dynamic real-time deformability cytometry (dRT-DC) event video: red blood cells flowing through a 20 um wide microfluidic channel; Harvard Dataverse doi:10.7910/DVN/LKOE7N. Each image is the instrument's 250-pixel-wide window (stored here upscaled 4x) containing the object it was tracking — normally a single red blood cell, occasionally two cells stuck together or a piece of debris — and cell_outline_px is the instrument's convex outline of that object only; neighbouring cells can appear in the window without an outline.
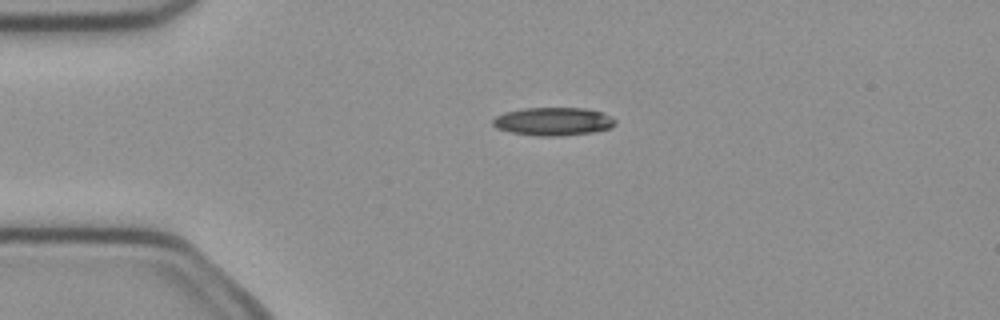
{"species": "common noctule bat (a hibernating species)", "species_latin": "Nyctalus noctula", "temperature_condition": "cold", "stored_images_in_passage": 6, "camera_frame_rate_fps": 3000, "um_per_image_px": 0.085, "animal": {"sex": "female", "body_mass_g": 21.9}, "frame": {"image": 1, "passage_image": 3, "time_ms": 0.667, "image_size_px": [1000, 320], "cell_outline_px": [[616, 124], [612, 128], [592, 132], [560, 136], [536, 136], [508, 132], [496, 128], [492, 124], [492, 120], [496, 116], [504, 112], [524, 108], [584, 108], [604, 112], [616, 120]], "centroid_in_image_um": [47.02, 10.32], "position_along_channel_um": 38.0, "area_um2": 20.35}}
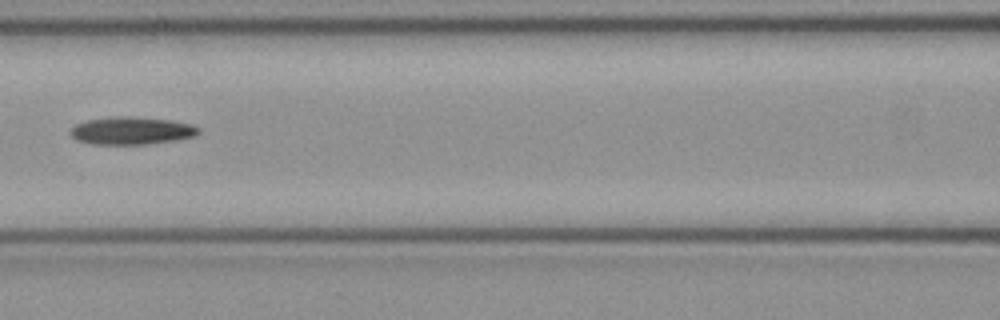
{"frame": {"image": 2, "passage_image": 6, "time_ms": 1.667, "image_size_px": [1000, 320], "cell_outline_px": [[200, 132], [196, 136], [176, 140], [144, 144], [92, 144], [76, 140], [68, 132], [76, 124], [88, 120], [112, 116], [128, 116], [172, 120], [192, 124], [200, 128]], "centroid_in_image_um": [11.2, 11.1], "position_along_channel_um": 155.4, "area_um2": 20.75}}